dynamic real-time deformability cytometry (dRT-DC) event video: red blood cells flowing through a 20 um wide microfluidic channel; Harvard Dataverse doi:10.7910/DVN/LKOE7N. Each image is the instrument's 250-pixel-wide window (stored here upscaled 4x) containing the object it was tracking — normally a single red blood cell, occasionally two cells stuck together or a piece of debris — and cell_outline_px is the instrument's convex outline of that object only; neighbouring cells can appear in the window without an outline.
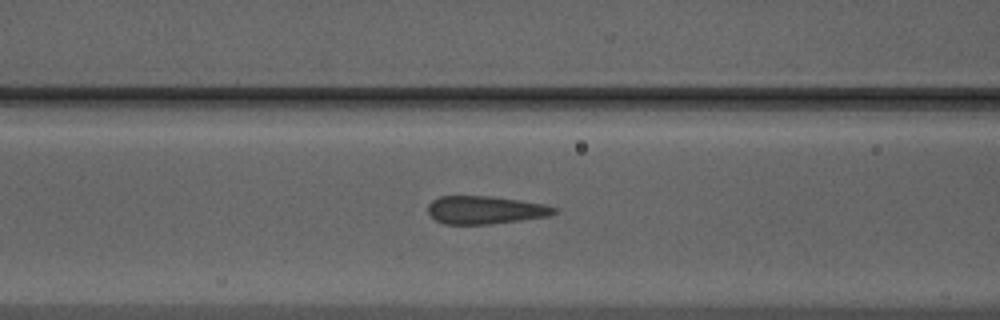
{"species": "Egyptian fruit bat (a non-hibernating species)", "species_latin": "Rousettus aegyptiacus", "temperature_condition": "warm", "stored_images_in_passage": 39, "camera_frame_rate_fps": 3000, "um_per_image_px": 0.085, "animal": {"sex": "male"}, "frame": {"image": 1, "passage_image": 13, "time_ms": 4.0, "image_size_px": [1000, 320], "cell_outline_px": [[556, 212], [548, 216], [520, 220], [488, 224], [444, 224], [436, 220], [428, 212], [428, 204], [432, 200], [440, 196], [492, 196], [520, 200], [544, 204], [556, 208]], "centroid_in_image_um": [41.22, 17.84], "position_along_channel_um": 125.4, "area_um2": 20.46}}
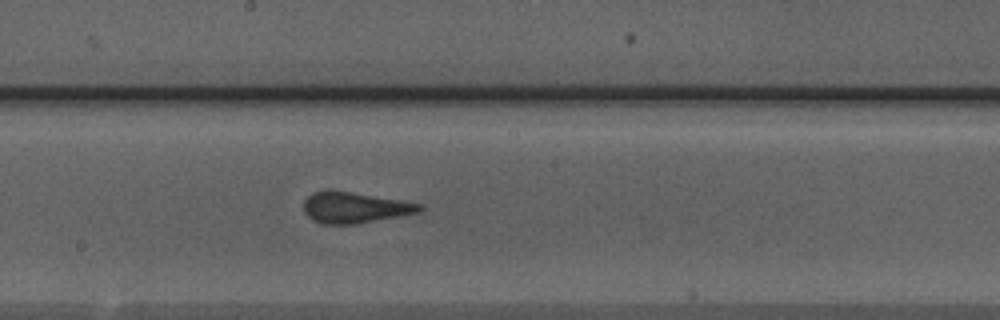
{"frame": {"image": 2, "passage_image": 20, "time_ms": 6.333, "image_size_px": [1000, 320], "cell_outline_px": [[424, 208], [420, 212], [352, 224], [324, 224], [312, 220], [304, 212], [304, 200], [312, 192], [352, 192], [424, 204]], "centroid_in_image_um": [30.16, 17.65], "position_along_channel_um": 218.0, "area_um2": 20.4}}
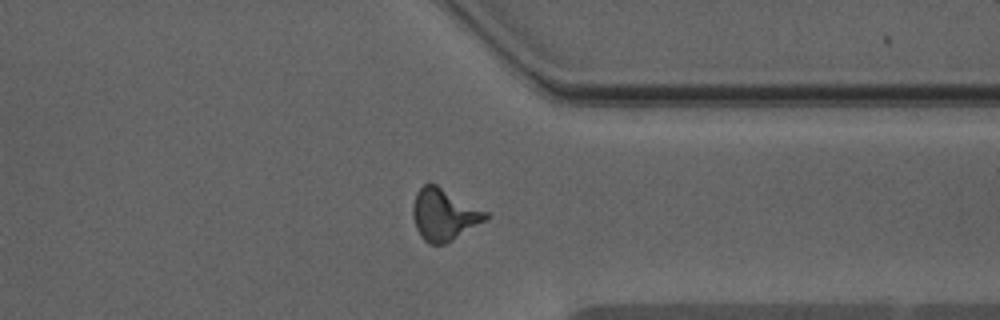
{"frame": {"image": 3, "passage_image": 32, "time_ms": 10.333, "image_size_px": [1000, 320], "cell_outline_px": [[488, 216], [484, 220], [452, 240], [444, 244], [428, 244], [420, 236], [416, 228], [412, 216], [412, 204], [416, 192], [424, 184], [436, 184], [488, 212]], "centroid_in_image_um": [37.69, 18.23], "position_along_channel_um": 373.7, "area_um2": 21.73}, "authors_computed_cell_mechanics": {"area_um2": 20.9236, "velocity_mm_per_s": 3.9678, "shape_relaxation_time_tau1_ms": 5.9674, "shape_relaxation_time_tau2_ms": 0.7938, "deformation_change_tau1": 0.1507, "deformation_change_tau2": 0.055}}